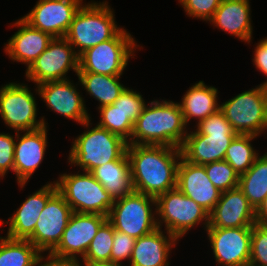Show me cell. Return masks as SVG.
Wrapping results in <instances>:
<instances>
[{"mask_svg": "<svg viewBox=\"0 0 267 266\" xmlns=\"http://www.w3.org/2000/svg\"><path fill=\"white\" fill-rule=\"evenodd\" d=\"M113 200L134 192L130 161L125 152L118 160L96 167L90 172Z\"/></svg>", "mask_w": 267, "mask_h": 266, "instance_id": "cell-25", "label": "cell"}, {"mask_svg": "<svg viewBox=\"0 0 267 266\" xmlns=\"http://www.w3.org/2000/svg\"><path fill=\"white\" fill-rule=\"evenodd\" d=\"M137 47L134 38L123 28L114 38L81 53L78 73L121 76Z\"/></svg>", "mask_w": 267, "mask_h": 266, "instance_id": "cell-7", "label": "cell"}, {"mask_svg": "<svg viewBox=\"0 0 267 266\" xmlns=\"http://www.w3.org/2000/svg\"><path fill=\"white\" fill-rule=\"evenodd\" d=\"M209 22L250 44L253 27L249 0H222Z\"/></svg>", "mask_w": 267, "mask_h": 266, "instance_id": "cell-24", "label": "cell"}, {"mask_svg": "<svg viewBox=\"0 0 267 266\" xmlns=\"http://www.w3.org/2000/svg\"><path fill=\"white\" fill-rule=\"evenodd\" d=\"M255 138L257 136L237 134L226 151L224 160L234 168L238 175L245 173L259 156L251 144Z\"/></svg>", "mask_w": 267, "mask_h": 266, "instance_id": "cell-30", "label": "cell"}, {"mask_svg": "<svg viewBox=\"0 0 267 266\" xmlns=\"http://www.w3.org/2000/svg\"><path fill=\"white\" fill-rule=\"evenodd\" d=\"M157 225L175 236L178 240L195 225L203 222L205 230L209 226V212L174 188L156 198ZM160 220H159V218Z\"/></svg>", "mask_w": 267, "mask_h": 266, "instance_id": "cell-9", "label": "cell"}, {"mask_svg": "<svg viewBox=\"0 0 267 266\" xmlns=\"http://www.w3.org/2000/svg\"><path fill=\"white\" fill-rule=\"evenodd\" d=\"M145 103L144 98L139 92L127 87L112 105L121 110L126 117L135 123L147 105Z\"/></svg>", "mask_w": 267, "mask_h": 266, "instance_id": "cell-35", "label": "cell"}, {"mask_svg": "<svg viewBox=\"0 0 267 266\" xmlns=\"http://www.w3.org/2000/svg\"><path fill=\"white\" fill-rule=\"evenodd\" d=\"M152 205L156 207V198L134 191L114 200L107 220L116 231L137 239L158 228L156 208Z\"/></svg>", "mask_w": 267, "mask_h": 266, "instance_id": "cell-10", "label": "cell"}, {"mask_svg": "<svg viewBox=\"0 0 267 266\" xmlns=\"http://www.w3.org/2000/svg\"><path fill=\"white\" fill-rule=\"evenodd\" d=\"M55 183L73 212L108 216L114 204L113 198L90 172L63 173Z\"/></svg>", "mask_w": 267, "mask_h": 266, "instance_id": "cell-6", "label": "cell"}, {"mask_svg": "<svg viewBox=\"0 0 267 266\" xmlns=\"http://www.w3.org/2000/svg\"><path fill=\"white\" fill-rule=\"evenodd\" d=\"M186 127L178 102L153 100L134 123L128 144L181 148L188 134Z\"/></svg>", "mask_w": 267, "mask_h": 266, "instance_id": "cell-2", "label": "cell"}, {"mask_svg": "<svg viewBox=\"0 0 267 266\" xmlns=\"http://www.w3.org/2000/svg\"><path fill=\"white\" fill-rule=\"evenodd\" d=\"M47 126L33 131L16 133L14 149V172L20 188H24L32 174L42 163L47 148Z\"/></svg>", "mask_w": 267, "mask_h": 266, "instance_id": "cell-19", "label": "cell"}, {"mask_svg": "<svg viewBox=\"0 0 267 266\" xmlns=\"http://www.w3.org/2000/svg\"><path fill=\"white\" fill-rule=\"evenodd\" d=\"M98 110L101 118L97 125L119 135L127 142L131 140L134 123L121 110L112 104L98 108Z\"/></svg>", "mask_w": 267, "mask_h": 266, "instance_id": "cell-32", "label": "cell"}, {"mask_svg": "<svg viewBox=\"0 0 267 266\" xmlns=\"http://www.w3.org/2000/svg\"><path fill=\"white\" fill-rule=\"evenodd\" d=\"M13 26L19 27L18 31L5 44V53L10 60L26 64L27 69L36 58L48 47L53 37L41 30L32 27L22 17Z\"/></svg>", "mask_w": 267, "mask_h": 266, "instance_id": "cell-22", "label": "cell"}, {"mask_svg": "<svg viewBox=\"0 0 267 266\" xmlns=\"http://www.w3.org/2000/svg\"><path fill=\"white\" fill-rule=\"evenodd\" d=\"M73 213L64 197L57 191L47 202L36 223L33 234L27 239L41 253H50L60 242Z\"/></svg>", "mask_w": 267, "mask_h": 266, "instance_id": "cell-14", "label": "cell"}, {"mask_svg": "<svg viewBox=\"0 0 267 266\" xmlns=\"http://www.w3.org/2000/svg\"><path fill=\"white\" fill-rule=\"evenodd\" d=\"M257 86L220 105L226 120L239 135L258 137L267 130V87Z\"/></svg>", "mask_w": 267, "mask_h": 266, "instance_id": "cell-8", "label": "cell"}, {"mask_svg": "<svg viewBox=\"0 0 267 266\" xmlns=\"http://www.w3.org/2000/svg\"><path fill=\"white\" fill-rule=\"evenodd\" d=\"M40 254L27 239L0 236V266H33Z\"/></svg>", "mask_w": 267, "mask_h": 266, "instance_id": "cell-29", "label": "cell"}, {"mask_svg": "<svg viewBox=\"0 0 267 266\" xmlns=\"http://www.w3.org/2000/svg\"><path fill=\"white\" fill-rule=\"evenodd\" d=\"M218 90L213 86H207L204 81L195 83L183 95L180 104L185 123L193 118L198 123L220 109L218 104Z\"/></svg>", "mask_w": 267, "mask_h": 266, "instance_id": "cell-26", "label": "cell"}, {"mask_svg": "<svg viewBox=\"0 0 267 266\" xmlns=\"http://www.w3.org/2000/svg\"><path fill=\"white\" fill-rule=\"evenodd\" d=\"M254 52V58L252 59L255 68L267 76V37L257 43ZM262 85L267 87V80Z\"/></svg>", "mask_w": 267, "mask_h": 266, "instance_id": "cell-39", "label": "cell"}, {"mask_svg": "<svg viewBox=\"0 0 267 266\" xmlns=\"http://www.w3.org/2000/svg\"><path fill=\"white\" fill-rule=\"evenodd\" d=\"M79 56L71 44L63 38H53L48 47L26 69L25 77L40 85L50 81L66 80L72 69L78 73Z\"/></svg>", "mask_w": 267, "mask_h": 266, "instance_id": "cell-12", "label": "cell"}, {"mask_svg": "<svg viewBox=\"0 0 267 266\" xmlns=\"http://www.w3.org/2000/svg\"><path fill=\"white\" fill-rule=\"evenodd\" d=\"M177 241L179 240L167 231L163 234L161 228L137 238L129 266H169L170 251Z\"/></svg>", "mask_w": 267, "mask_h": 266, "instance_id": "cell-23", "label": "cell"}, {"mask_svg": "<svg viewBox=\"0 0 267 266\" xmlns=\"http://www.w3.org/2000/svg\"><path fill=\"white\" fill-rule=\"evenodd\" d=\"M76 85L68 79L50 81L37 85L35 91L52 111L82 124L91 117L86 110L84 98Z\"/></svg>", "mask_w": 267, "mask_h": 266, "instance_id": "cell-17", "label": "cell"}, {"mask_svg": "<svg viewBox=\"0 0 267 266\" xmlns=\"http://www.w3.org/2000/svg\"><path fill=\"white\" fill-rule=\"evenodd\" d=\"M15 136V139H14ZM16 134L0 133V177L3 178L8 170L14 172V149Z\"/></svg>", "mask_w": 267, "mask_h": 266, "instance_id": "cell-38", "label": "cell"}, {"mask_svg": "<svg viewBox=\"0 0 267 266\" xmlns=\"http://www.w3.org/2000/svg\"><path fill=\"white\" fill-rule=\"evenodd\" d=\"M114 228L106 220L98 229L92 239L85 256L81 259L83 263H96L111 261V250L113 247Z\"/></svg>", "mask_w": 267, "mask_h": 266, "instance_id": "cell-31", "label": "cell"}, {"mask_svg": "<svg viewBox=\"0 0 267 266\" xmlns=\"http://www.w3.org/2000/svg\"><path fill=\"white\" fill-rule=\"evenodd\" d=\"M42 253L38 256L33 266H81L79 260L71 258L57 257L51 253L43 257ZM44 259V262H43Z\"/></svg>", "mask_w": 267, "mask_h": 266, "instance_id": "cell-40", "label": "cell"}, {"mask_svg": "<svg viewBox=\"0 0 267 266\" xmlns=\"http://www.w3.org/2000/svg\"><path fill=\"white\" fill-rule=\"evenodd\" d=\"M135 238L114 229L113 247L111 250V261L116 264L122 265V260H128L130 262Z\"/></svg>", "mask_w": 267, "mask_h": 266, "instance_id": "cell-37", "label": "cell"}, {"mask_svg": "<svg viewBox=\"0 0 267 266\" xmlns=\"http://www.w3.org/2000/svg\"><path fill=\"white\" fill-rule=\"evenodd\" d=\"M189 17L209 21L222 0H178Z\"/></svg>", "mask_w": 267, "mask_h": 266, "instance_id": "cell-36", "label": "cell"}, {"mask_svg": "<svg viewBox=\"0 0 267 266\" xmlns=\"http://www.w3.org/2000/svg\"><path fill=\"white\" fill-rule=\"evenodd\" d=\"M214 258L220 266H249L252 227L207 228Z\"/></svg>", "mask_w": 267, "mask_h": 266, "instance_id": "cell-13", "label": "cell"}, {"mask_svg": "<svg viewBox=\"0 0 267 266\" xmlns=\"http://www.w3.org/2000/svg\"><path fill=\"white\" fill-rule=\"evenodd\" d=\"M256 210L239 187L222 192L219 201L209 213L207 228L252 227Z\"/></svg>", "mask_w": 267, "mask_h": 266, "instance_id": "cell-18", "label": "cell"}, {"mask_svg": "<svg viewBox=\"0 0 267 266\" xmlns=\"http://www.w3.org/2000/svg\"><path fill=\"white\" fill-rule=\"evenodd\" d=\"M176 188L209 213L222 193L209 180L203 165L192 164L183 157L178 165Z\"/></svg>", "mask_w": 267, "mask_h": 266, "instance_id": "cell-20", "label": "cell"}, {"mask_svg": "<svg viewBox=\"0 0 267 266\" xmlns=\"http://www.w3.org/2000/svg\"><path fill=\"white\" fill-rule=\"evenodd\" d=\"M256 210L267 196V152L258 156L253 165L239 175V186Z\"/></svg>", "mask_w": 267, "mask_h": 266, "instance_id": "cell-28", "label": "cell"}, {"mask_svg": "<svg viewBox=\"0 0 267 266\" xmlns=\"http://www.w3.org/2000/svg\"><path fill=\"white\" fill-rule=\"evenodd\" d=\"M25 84L11 82L0 88V116L6 126L15 131H33L48 123L37 120V103Z\"/></svg>", "mask_w": 267, "mask_h": 266, "instance_id": "cell-11", "label": "cell"}, {"mask_svg": "<svg viewBox=\"0 0 267 266\" xmlns=\"http://www.w3.org/2000/svg\"><path fill=\"white\" fill-rule=\"evenodd\" d=\"M134 191L154 198L176 188L181 148L128 144Z\"/></svg>", "mask_w": 267, "mask_h": 266, "instance_id": "cell-1", "label": "cell"}, {"mask_svg": "<svg viewBox=\"0 0 267 266\" xmlns=\"http://www.w3.org/2000/svg\"><path fill=\"white\" fill-rule=\"evenodd\" d=\"M249 266H267V225L255 223L251 234Z\"/></svg>", "mask_w": 267, "mask_h": 266, "instance_id": "cell-34", "label": "cell"}, {"mask_svg": "<svg viewBox=\"0 0 267 266\" xmlns=\"http://www.w3.org/2000/svg\"><path fill=\"white\" fill-rule=\"evenodd\" d=\"M122 29L117 26L107 1L83 3L64 38L79 56L85 50L114 38Z\"/></svg>", "mask_w": 267, "mask_h": 266, "instance_id": "cell-4", "label": "cell"}, {"mask_svg": "<svg viewBox=\"0 0 267 266\" xmlns=\"http://www.w3.org/2000/svg\"><path fill=\"white\" fill-rule=\"evenodd\" d=\"M84 266H121L112 261L96 262V263H84Z\"/></svg>", "mask_w": 267, "mask_h": 266, "instance_id": "cell-42", "label": "cell"}, {"mask_svg": "<svg viewBox=\"0 0 267 266\" xmlns=\"http://www.w3.org/2000/svg\"><path fill=\"white\" fill-rule=\"evenodd\" d=\"M90 122L91 119L81 124L87 130L72 142L67 158L69 164H75V167L79 166L85 172H91L98 166L118 160L126 152L128 145L122 137L97 124L90 129Z\"/></svg>", "mask_w": 267, "mask_h": 266, "instance_id": "cell-5", "label": "cell"}, {"mask_svg": "<svg viewBox=\"0 0 267 266\" xmlns=\"http://www.w3.org/2000/svg\"><path fill=\"white\" fill-rule=\"evenodd\" d=\"M4 223H5L4 221L0 220V225H1V224L3 225Z\"/></svg>", "mask_w": 267, "mask_h": 266, "instance_id": "cell-43", "label": "cell"}, {"mask_svg": "<svg viewBox=\"0 0 267 266\" xmlns=\"http://www.w3.org/2000/svg\"><path fill=\"white\" fill-rule=\"evenodd\" d=\"M82 3L83 0H39L22 18L53 38H63Z\"/></svg>", "mask_w": 267, "mask_h": 266, "instance_id": "cell-16", "label": "cell"}, {"mask_svg": "<svg viewBox=\"0 0 267 266\" xmlns=\"http://www.w3.org/2000/svg\"><path fill=\"white\" fill-rule=\"evenodd\" d=\"M58 191L57 185L50 182L29 195L16 209L13 216L5 221L8 225L7 236L12 239H28L34 232L36 223L48 200Z\"/></svg>", "mask_w": 267, "mask_h": 266, "instance_id": "cell-21", "label": "cell"}, {"mask_svg": "<svg viewBox=\"0 0 267 266\" xmlns=\"http://www.w3.org/2000/svg\"><path fill=\"white\" fill-rule=\"evenodd\" d=\"M256 223L266 224L267 223V196L256 209Z\"/></svg>", "mask_w": 267, "mask_h": 266, "instance_id": "cell-41", "label": "cell"}, {"mask_svg": "<svg viewBox=\"0 0 267 266\" xmlns=\"http://www.w3.org/2000/svg\"><path fill=\"white\" fill-rule=\"evenodd\" d=\"M207 176L220 191L226 192L239 186V175L225 160L203 165Z\"/></svg>", "mask_w": 267, "mask_h": 266, "instance_id": "cell-33", "label": "cell"}, {"mask_svg": "<svg viewBox=\"0 0 267 266\" xmlns=\"http://www.w3.org/2000/svg\"><path fill=\"white\" fill-rule=\"evenodd\" d=\"M82 89L99 101L98 108L113 104L126 88L119 82L121 76L96 73H77Z\"/></svg>", "mask_w": 267, "mask_h": 266, "instance_id": "cell-27", "label": "cell"}, {"mask_svg": "<svg viewBox=\"0 0 267 266\" xmlns=\"http://www.w3.org/2000/svg\"><path fill=\"white\" fill-rule=\"evenodd\" d=\"M106 220L107 216L100 214L73 212L60 242L50 253L57 257L80 260L78 257L85 256L92 239Z\"/></svg>", "mask_w": 267, "mask_h": 266, "instance_id": "cell-15", "label": "cell"}, {"mask_svg": "<svg viewBox=\"0 0 267 266\" xmlns=\"http://www.w3.org/2000/svg\"><path fill=\"white\" fill-rule=\"evenodd\" d=\"M196 130L186 135L181 146L182 157L196 165L224 160L226 151L237 135L219 109L196 125Z\"/></svg>", "mask_w": 267, "mask_h": 266, "instance_id": "cell-3", "label": "cell"}]
</instances>
